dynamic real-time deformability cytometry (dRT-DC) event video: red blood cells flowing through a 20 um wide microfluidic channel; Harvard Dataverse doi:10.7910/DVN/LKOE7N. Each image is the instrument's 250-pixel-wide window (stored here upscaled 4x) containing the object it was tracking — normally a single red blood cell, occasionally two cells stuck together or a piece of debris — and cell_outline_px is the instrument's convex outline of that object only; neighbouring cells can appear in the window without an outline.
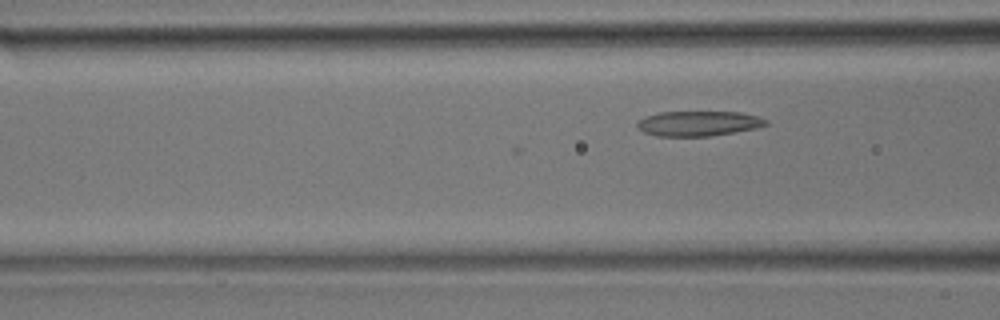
{"species": "common noctule bat (a hibernating species)", "species_latin": "Nyctalus noctula", "temperature_condition": "room temperature", "stored_images_in_passage": 34, "camera_frame_rate_fps": 3000, "um_per_image_px": 0.085, "animal": {"sex": "male", "body_mass_g": 17.9}, "frame": {"image": 1, "passage_image": 10, "time_ms": 3.0, "image_size_px": [1000, 320], "cell_outline_px": [[768, 124], [756, 128], [712, 136], [656, 136], [644, 132], [636, 128], [636, 124], [644, 116], [660, 112], [740, 112], [756, 116], [768, 120]], "centroid_in_image_um": [59.34, 10.5], "position_along_channel_um": 107.3, "area_um2": 18.79}}
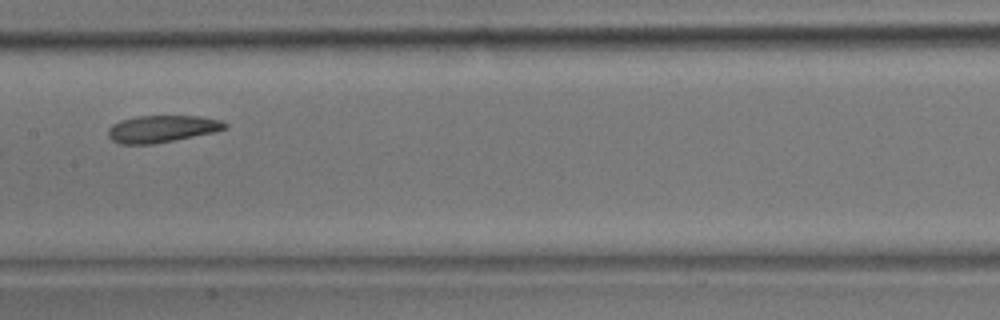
{"frame": {"image": 2, "passage_image": 15, "time_ms": 4.667, "image_size_px": [1000, 320], "cell_outline_px": [[228, 128], [212, 132], [152, 144], [120, 144], [112, 140], [108, 136], [108, 128], [112, 124], [120, 120], [136, 116], [200, 116], [220, 120], [228, 124]], "centroid_in_image_um": [13.73, 10.94], "position_along_channel_um": 193.7, "area_um2": 18.26}}
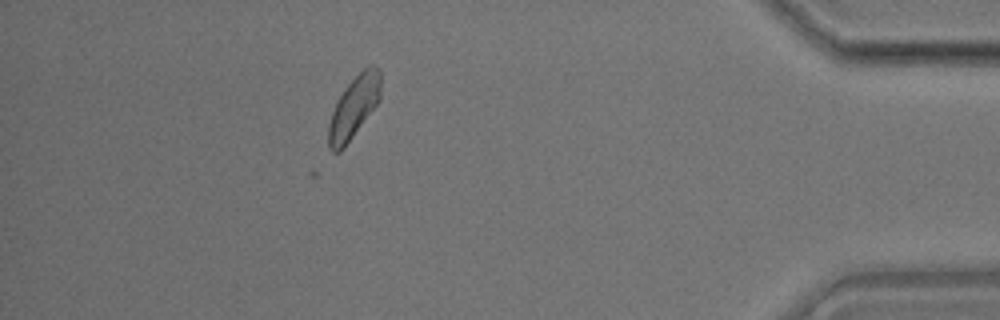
{"frame": {"image": 3, "passage_image": 30, "time_ms": 9.667, "image_size_px": [1000, 320], "cell_outline_px": [[380, 100], [344, 148], [340, 152], [332, 152], [328, 148], [328, 124], [336, 100], [344, 88], [364, 68], [372, 64], [380, 68]], "centroid_in_image_um": [30.06, 9.13], "position_along_channel_um": 405.1, "area_um2": 18.9}}